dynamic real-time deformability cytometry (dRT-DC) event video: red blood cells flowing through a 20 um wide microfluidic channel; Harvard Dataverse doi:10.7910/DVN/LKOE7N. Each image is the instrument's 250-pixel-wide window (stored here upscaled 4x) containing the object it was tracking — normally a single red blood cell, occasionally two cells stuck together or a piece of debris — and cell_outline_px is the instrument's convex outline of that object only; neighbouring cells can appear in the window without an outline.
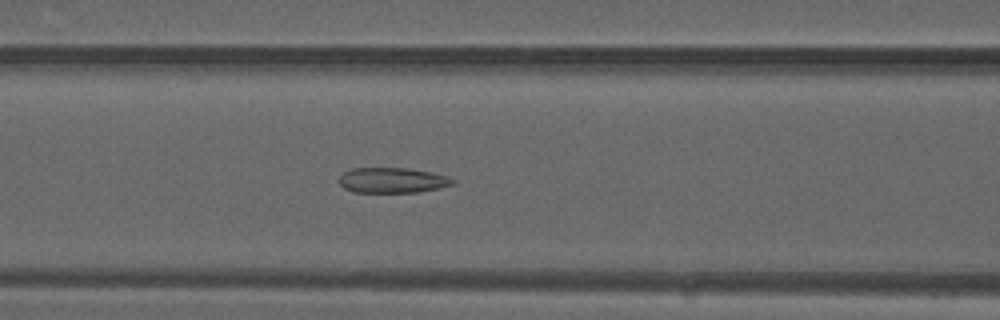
{"species": "common noctule bat (a hibernating species)", "species_latin": "Nyctalus noctula", "temperature_condition": "warm", "stored_images_in_passage": 51, "camera_frame_rate_fps": 3000, "um_per_image_px": 0.085, "animal": {"sex": "male", "forearm_length_mm": 52.5}, "frame": {"image": 1, "passage_image": 21, "time_ms": 6.667, "image_size_px": [1000, 320], "cell_outline_px": [[456, 184], [440, 188], [420, 192], [352, 192], [344, 188], [340, 184], [340, 176], [344, 172], [352, 168], [408, 168], [432, 172], [448, 176], [456, 180]], "centroid_in_image_um": [33.41, 15.32], "position_along_channel_um": 133.2, "area_um2": 16.94}}
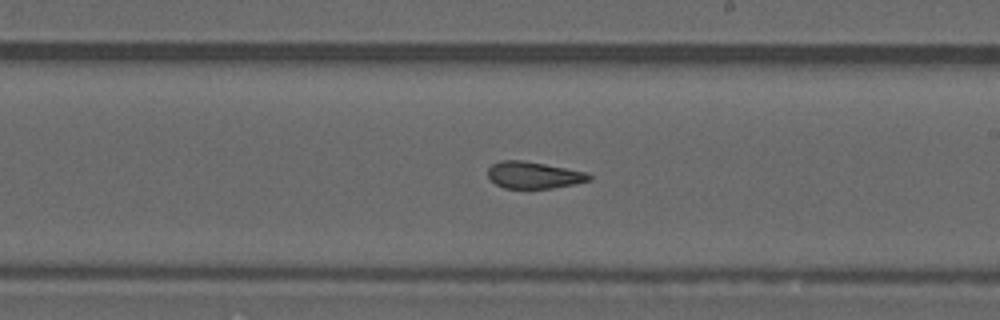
{"frame": {"image": 2, "passage_image": 29, "time_ms": 9.333, "image_size_px": [1000, 320], "cell_outline_px": [[592, 180], [552, 188], [504, 188], [496, 184], [488, 176], [488, 168], [492, 164], [500, 160], [520, 160], [544, 164], [588, 172], [592, 176]], "centroid_in_image_um": [45.37, 14.88], "position_along_channel_um": 243.6, "area_um2": 15.72}}
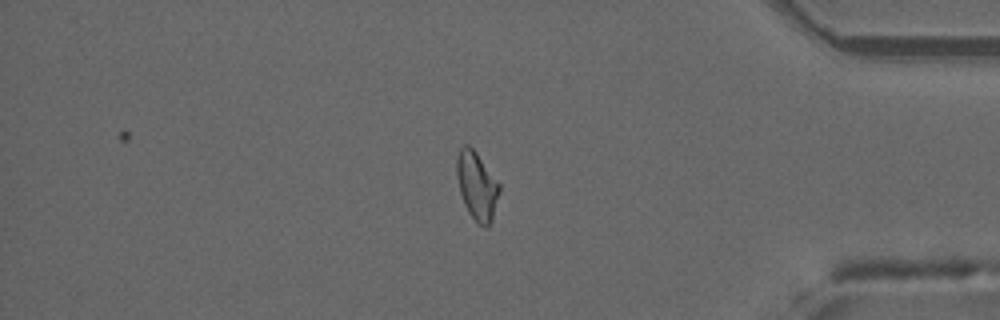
{"frame": {"image": 3, "passage_image": 42, "time_ms": 13.667, "image_size_px": [1000, 320], "cell_outline_px": [[500, 192], [492, 220], [488, 228], [484, 228], [468, 212], [464, 204], [460, 192], [456, 176], [456, 156], [460, 148], [464, 144], [468, 144], [476, 152], [500, 184]], "centroid_in_image_um": [40.53, 15.78], "position_along_channel_um": 394.7, "area_um2": 16.99}, "authors_computed_cell_mechanics": {"area_um2": 17.051, "velocity_mm_per_s": 4.1517, "shape_relaxation_time_tau1_ms": null, "shape_relaxation_time_tau2_ms": 1.7704, "deformation_change_tau1": null, "deformation_change_tau2": 0.0869}}